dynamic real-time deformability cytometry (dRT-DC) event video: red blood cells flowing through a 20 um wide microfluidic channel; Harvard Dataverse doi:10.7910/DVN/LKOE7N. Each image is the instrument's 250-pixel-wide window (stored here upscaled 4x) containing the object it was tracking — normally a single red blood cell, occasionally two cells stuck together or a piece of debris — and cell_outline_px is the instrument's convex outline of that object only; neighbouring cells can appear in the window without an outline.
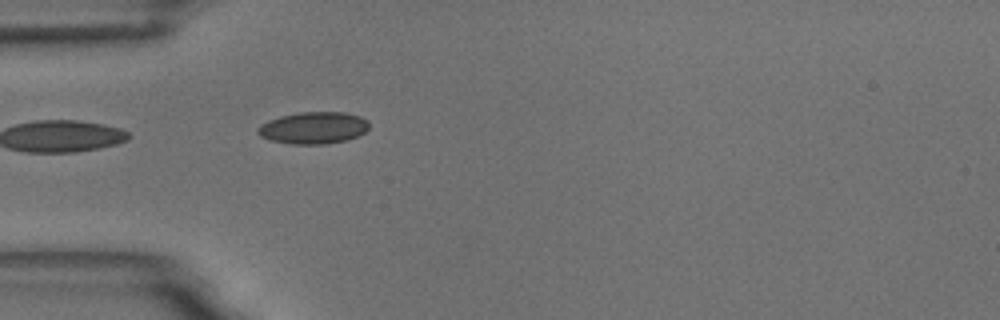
{"species": "common noctule bat (a hibernating species)", "species_latin": "Nyctalus noctula", "temperature_condition": "room temperature", "stored_images_in_passage": 3, "camera_frame_rate_fps": 3000, "um_per_image_px": 0.085, "animal": {"sex": "male", "body_mass_g": 18.8}, "frame": {"image": 1, "passage_image": 3, "time_ms": 3.333, "image_size_px": [1000, 320], "cell_outline_px": [[368, 128], [364, 132], [348, 140], [324, 144], [292, 144], [272, 140], [260, 136], [256, 132], [256, 128], [260, 124], [268, 120], [280, 116], [300, 112], [344, 112], [360, 116], [368, 120]], "centroid_in_image_um": [26.62, 10.86], "position_along_channel_um": 58.4, "area_um2": 20.75}}